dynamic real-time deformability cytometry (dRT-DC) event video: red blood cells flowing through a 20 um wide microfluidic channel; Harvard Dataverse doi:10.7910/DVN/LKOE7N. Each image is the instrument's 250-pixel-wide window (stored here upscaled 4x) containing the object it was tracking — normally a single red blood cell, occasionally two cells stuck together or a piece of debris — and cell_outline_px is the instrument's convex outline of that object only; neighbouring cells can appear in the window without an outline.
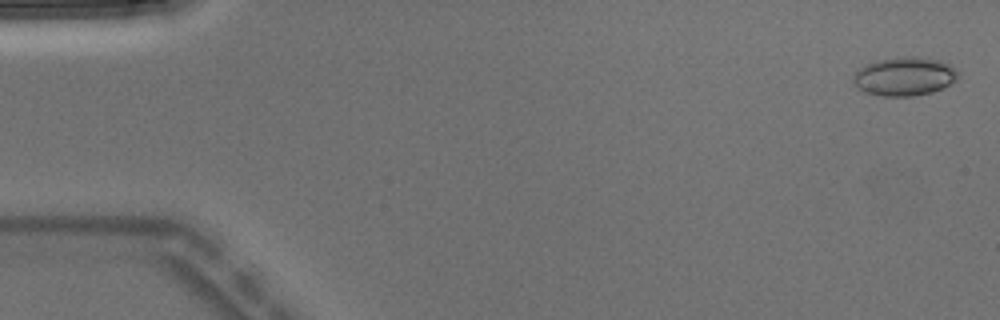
{"species": "Egyptian fruit bat (a non-hibernating species)", "species_latin": "Rousettus aegyptiacus", "temperature_condition": "warm", "stored_images_in_passage": 6, "camera_frame_rate_fps": 3000, "um_per_image_px": 0.085, "animal": {"sex": "male"}, "frame": {"image": 1, "passage_image": 1, "time_ms": 0.0, "image_size_px": [1000, 320], "cell_outline_px": [[960, 76], [956, 80], [944, 88], [932, 92], [912, 96], [880, 96], [864, 92], [856, 88], [852, 80], [852, 76], [860, 68], [876, 60], [904, 56], [912, 56], [936, 60], [948, 64]], "centroid_in_image_um": [76.84, 6.51], "position_along_channel_um": 8.2, "area_um2": 23.58}}